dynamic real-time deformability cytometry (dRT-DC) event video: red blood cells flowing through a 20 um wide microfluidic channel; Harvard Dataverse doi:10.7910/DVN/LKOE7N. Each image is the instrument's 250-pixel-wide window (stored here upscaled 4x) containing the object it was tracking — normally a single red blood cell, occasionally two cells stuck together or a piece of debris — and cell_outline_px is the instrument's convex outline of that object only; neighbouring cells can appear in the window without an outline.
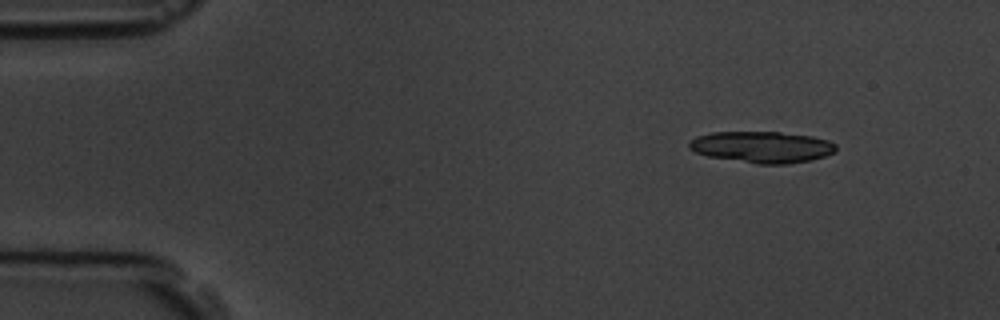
{"species": "common noctule bat (a hibernating species)", "species_latin": "Nyctalus noctula", "temperature_condition": "room temperature", "stored_images_in_passage": 5, "camera_frame_rate_fps": 3000, "um_per_image_px": 0.085, "animal": {"sex": "male", "body_mass_g": 19.5, "forearm_length_mm": 54.6}, "frame": {"image": 1, "passage_image": 1, "time_ms": 0.0, "image_size_px": [1000, 320], "cell_outline_px": [[836, 152], [812, 160], [788, 164], [756, 164], [708, 156], [696, 152], [688, 148], [688, 144], [696, 136], [712, 132], [780, 132], [812, 136], [828, 140], [836, 144]], "centroid_in_image_um": [64.79, 12.5], "position_along_channel_um": 20.2, "area_um2": 26.99}}